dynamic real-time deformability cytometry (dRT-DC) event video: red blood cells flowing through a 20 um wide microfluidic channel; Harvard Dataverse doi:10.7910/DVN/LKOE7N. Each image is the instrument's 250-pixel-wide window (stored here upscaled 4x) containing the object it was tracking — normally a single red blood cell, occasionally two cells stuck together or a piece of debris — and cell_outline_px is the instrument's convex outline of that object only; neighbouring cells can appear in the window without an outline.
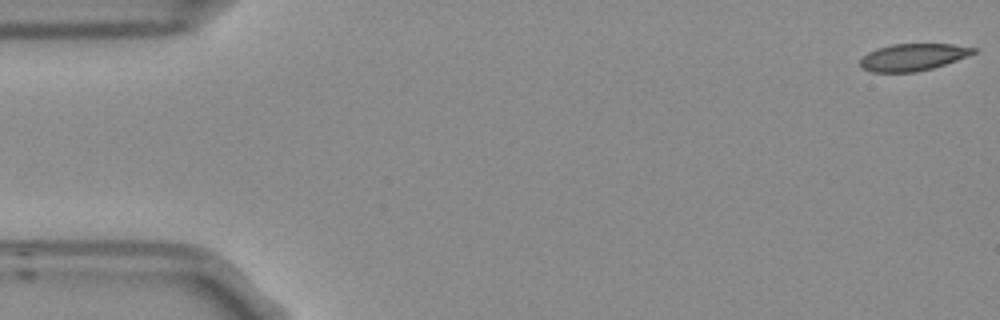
{"species": "Egyptian fruit bat (a non-hibernating species)", "species_latin": "Rousettus aegyptiacus", "temperature_condition": "room temperature", "stored_images_in_passage": 5, "camera_frame_rate_fps": 3000, "um_per_image_px": 0.085, "frame": {"image": 1, "passage_image": 1, "time_ms": 0.0, "image_size_px": [1000, 320], "cell_outline_px": [[980, 48], [976, 52], [956, 60], [932, 68], [916, 72], [872, 72], [864, 68], [860, 64], [860, 60], [868, 52], [876, 48], [892, 44], [952, 44]], "centroid_in_image_um": [77.61, 4.84], "position_along_channel_um": 7.4, "area_um2": 17.74}}
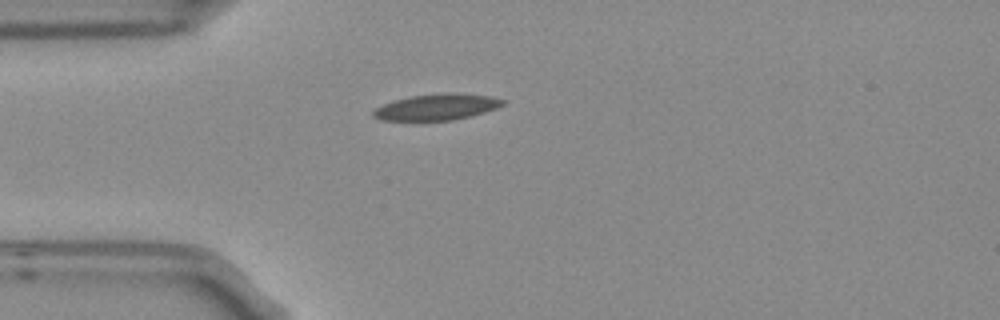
{"frame": {"image": 2, "passage_image": 4, "time_ms": 1.0, "image_size_px": [1000, 320], "cell_outline_px": [[504, 104], [496, 108], [484, 112], [452, 120], [380, 120], [372, 116], [372, 112], [376, 108], [384, 104], [408, 96], [448, 92], [456, 92], [492, 96], [504, 100]], "centroid_in_image_um": [37.13, 9.08], "position_along_channel_um": 47.9, "area_um2": 19.65}}